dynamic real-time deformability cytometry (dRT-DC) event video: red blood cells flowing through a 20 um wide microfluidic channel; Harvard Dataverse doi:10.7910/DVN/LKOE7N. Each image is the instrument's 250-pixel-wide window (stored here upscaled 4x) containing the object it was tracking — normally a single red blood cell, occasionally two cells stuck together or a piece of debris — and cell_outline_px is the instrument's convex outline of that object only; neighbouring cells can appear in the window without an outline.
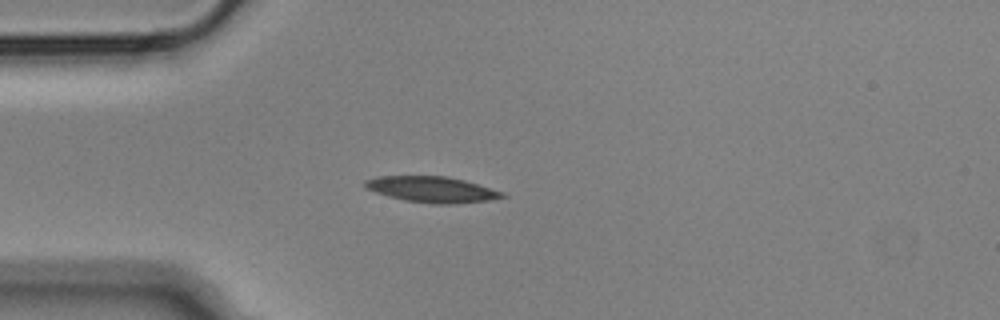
{"species": "Egyptian fruit bat (a non-hibernating species)", "species_latin": "Rousettus aegyptiacus", "temperature_condition": "cold", "stored_images_in_passage": 42, "camera_frame_rate_fps": 3000, "um_per_image_px": 0.085, "animal": {"sex": "male"}, "frame": {"image": 1, "passage_image": 1, "time_ms": 0.0, "image_size_px": [1000, 320], "cell_outline_px": [[508, 196], [488, 200], [456, 204], [432, 204], [404, 200], [388, 196], [364, 188], [364, 180], [376, 176], [448, 176], [464, 180], [504, 192]], "centroid_in_image_um": [36.7, 16.1], "position_along_channel_um": 48.3, "area_um2": 20.81}}
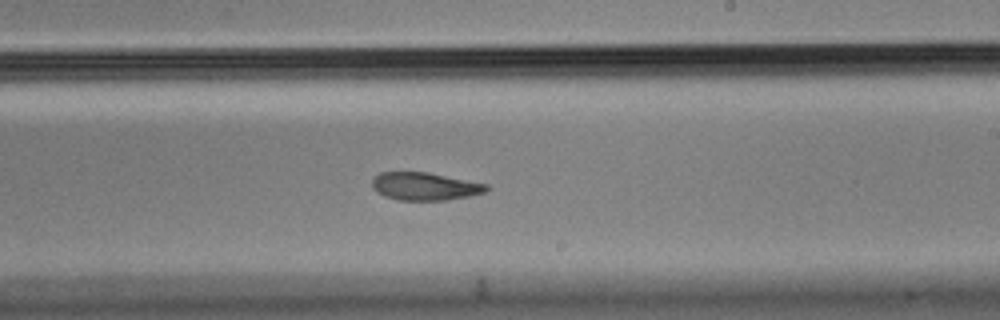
{"frame": {"image": 2, "passage_image": 19, "time_ms": 6.0, "image_size_px": [1000, 320], "cell_outline_px": [[492, 188], [484, 192], [468, 196], [444, 200], [396, 200], [384, 196], [376, 192], [372, 188], [372, 180], [380, 172], [428, 172], [488, 184]], "centroid_in_image_um": [36.11, 15.84], "position_along_channel_um": 252.9, "area_um2": 18.61}}
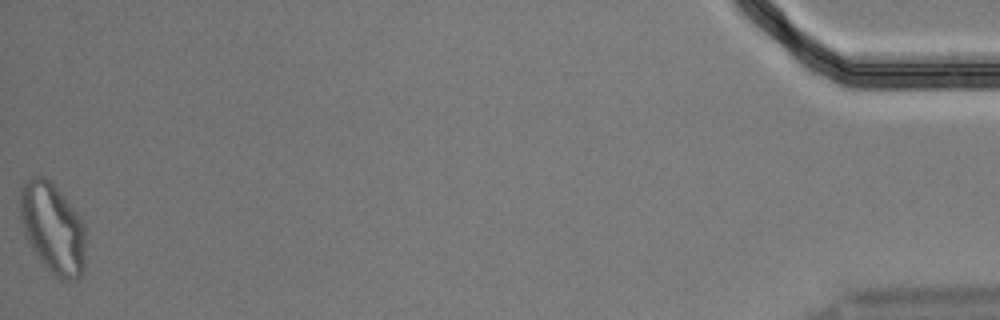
{"frame": {"image": 3, "passage_image": 42, "time_ms": 13.667, "image_size_px": [1000, 320], "cell_outline_px": [[84, 268], [80, 276], [76, 280], [68, 280], [52, 276], [32, 248], [24, 232], [20, 220], [20, 184], [24, 180], [32, 176], [40, 176], [48, 180], [56, 188], [80, 216], [84, 224]], "centroid_in_image_um": [4.46, 19.39], "position_along_channel_um": 430.7, "area_um2": 34.45}, "authors_computed_cell_mechanics": {"area_um2": 20.5768, "velocity_mm_per_s": 3.6061, "shape_relaxation_time_tau1_ms": 8.5429, "shape_relaxation_time_tau2_ms": 5.2357, "deformation_change_tau1": 0.2078, "deformation_change_tau2": 0.1048}}